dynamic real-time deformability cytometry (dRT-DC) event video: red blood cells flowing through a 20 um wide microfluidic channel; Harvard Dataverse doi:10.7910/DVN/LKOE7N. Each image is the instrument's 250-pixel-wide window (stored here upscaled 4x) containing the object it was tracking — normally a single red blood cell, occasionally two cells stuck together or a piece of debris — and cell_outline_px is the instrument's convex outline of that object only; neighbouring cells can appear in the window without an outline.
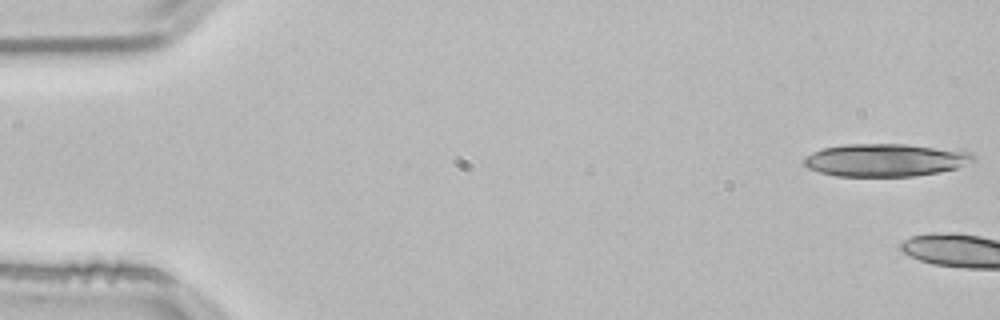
{"species": "common noctule bat (a hibernating species)", "species_latin": "Nyctalus noctula", "temperature_condition": "room temperature", "stored_images_in_passage": 4, "camera_frame_rate_fps": 3000, "um_per_image_px": 0.085, "animal": {"sex": "male", "body_mass_g": 21.5, "forearm_length_mm": 52.0}, "frame": {"image": 1, "passage_image": 1, "time_ms": 0.0, "image_size_px": [1000, 320], "cell_outline_px": [[976, 160], [972, 164], [940, 172], [916, 176], [836, 176], [820, 172], [808, 168], [804, 164], [804, 156], [820, 148], [844, 144], [904, 144], [972, 152], [976, 156]], "centroid_in_image_um": [75.28, 13.6], "position_along_channel_um": 9.7, "area_um2": 32.6}}